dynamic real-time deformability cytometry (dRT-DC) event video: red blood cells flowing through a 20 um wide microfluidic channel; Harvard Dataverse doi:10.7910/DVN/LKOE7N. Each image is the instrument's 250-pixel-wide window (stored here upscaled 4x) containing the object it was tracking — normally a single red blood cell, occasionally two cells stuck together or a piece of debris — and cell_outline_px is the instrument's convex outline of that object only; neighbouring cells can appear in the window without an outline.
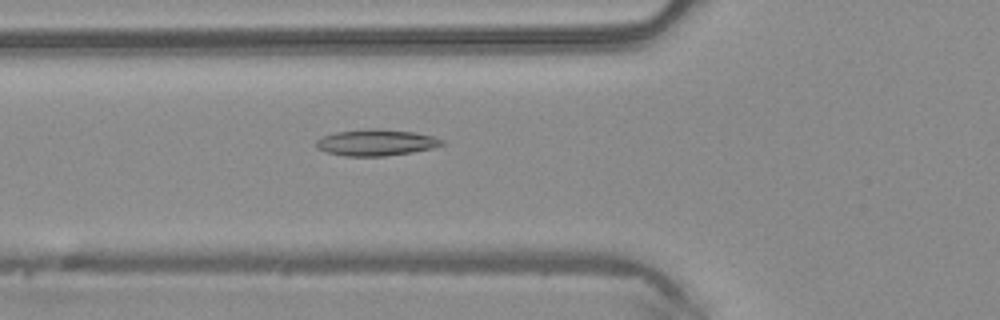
{"species": "common noctule bat (a hibernating species)", "species_latin": "Nyctalus noctula", "temperature_condition": "warm", "stored_images_in_passage": 40, "camera_frame_rate_fps": 3000, "um_per_image_px": 0.085, "animal": {"sex": "male", "body_mass_g": 20.4}, "frame": {"image": 1, "passage_image": 9, "time_ms": 2.667, "image_size_px": [1000, 320], "cell_outline_px": [[444, 144], [432, 148], [412, 152], [384, 156], [344, 156], [328, 152], [316, 148], [316, 140], [324, 136], [336, 132], [368, 128], [376, 128], [416, 132], [432, 136], [444, 140]], "centroid_in_image_um": [31.97, 12.11], "position_along_channel_um": 93.8, "area_um2": 19.31}}
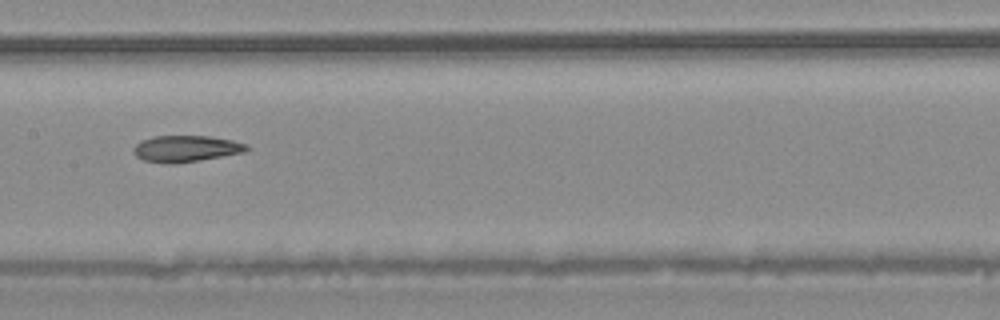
{"frame": {"image": 2, "passage_image": 16, "time_ms": 5.0, "image_size_px": [1000, 320], "cell_outline_px": [[252, 148], [244, 152], [200, 160], [176, 164], [164, 164], [144, 160], [136, 156], [132, 152], [132, 148], [140, 140], [152, 136], [208, 136], [232, 140], [248, 144]], "centroid_in_image_um": [15.78, 12.64], "position_along_channel_um": 191.6, "area_um2": 17.69}}
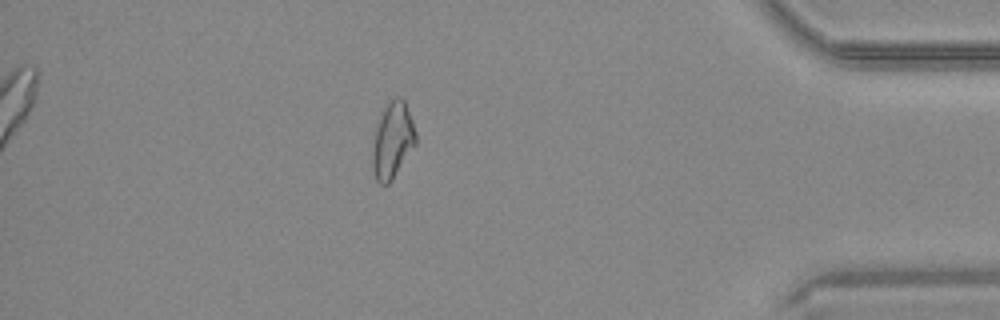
{"frame": {"image": 3, "passage_image": 34, "time_ms": 11.0, "image_size_px": [1000, 320], "cell_outline_px": [[416, 144], [392, 180], [388, 184], [380, 184], [376, 180], [372, 164], [372, 152], [376, 128], [380, 112], [388, 100], [396, 96], [400, 96], [404, 100], [412, 120], [416, 132]], "centroid_in_image_um": [33.36, 11.89], "position_along_channel_um": 401.8, "area_um2": 19.31}, "authors_computed_cell_mechanics": {"area_um2": 18.1492, "velocity_mm_per_s": 4.1626, "shape_relaxation_time_tau1_ms": null, "shape_relaxation_time_tau2_ms": 3.6883, "deformation_change_tau1": null, "deformation_change_tau2": 0.1118}}